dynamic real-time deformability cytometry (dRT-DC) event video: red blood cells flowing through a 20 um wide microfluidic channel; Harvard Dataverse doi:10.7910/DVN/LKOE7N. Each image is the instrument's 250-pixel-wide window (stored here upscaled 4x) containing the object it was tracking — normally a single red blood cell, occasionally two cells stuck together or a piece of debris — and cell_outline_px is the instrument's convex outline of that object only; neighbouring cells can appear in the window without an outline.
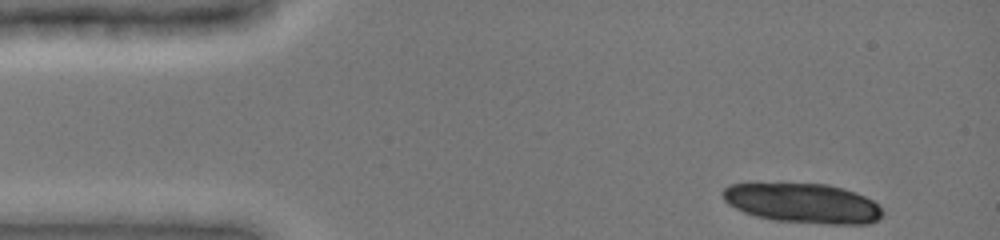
{"species": "common noctule bat (a hibernating species)", "species_latin": "Nyctalus noctula", "temperature_condition": "cold", "stored_images_in_passage": 15, "camera_frame_rate_fps": 3000, "um_per_image_px": 0.085, "animal": {"sex": "female", "body_mass_g": 19.0, "forearm_length_mm": 51.5}, "frame": {"image": 1, "passage_image": 1, "time_ms": 0.0, "image_size_px": [1000, 240], "cell_outline_px": [[884, 212], [876, 220], [868, 224], [832, 224], [776, 220], [756, 216], [744, 212], [728, 204], [724, 200], [720, 192], [728, 184], [828, 184], [844, 188], [856, 192], [872, 200]], "centroid_in_image_um": [68.23, 17.27], "position_along_channel_um": 16.8, "area_um2": 36.7}}